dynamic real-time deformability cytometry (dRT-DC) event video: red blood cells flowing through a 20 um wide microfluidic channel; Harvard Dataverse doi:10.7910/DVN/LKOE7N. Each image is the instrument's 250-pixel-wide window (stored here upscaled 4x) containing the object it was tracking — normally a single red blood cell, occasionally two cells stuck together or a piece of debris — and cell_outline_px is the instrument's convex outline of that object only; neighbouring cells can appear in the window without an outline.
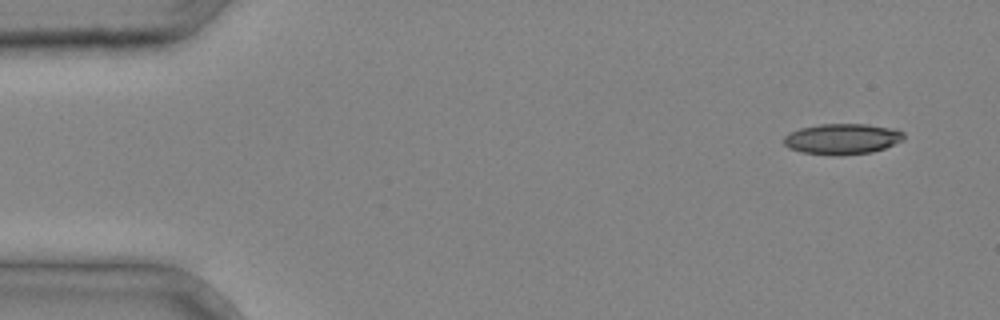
{"species": "common noctule bat (a hibernating species)", "species_latin": "Nyctalus noctula", "temperature_condition": "cold", "stored_images_in_passage": 4, "camera_frame_rate_fps": 3000, "um_per_image_px": 0.085, "animal": {"sex": "male", "body_mass_g": 20.4}, "frame": {"image": 1, "passage_image": 1, "time_ms": 0.0, "image_size_px": [1000, 320], "cell_outline_px": [[904, 140], [884, 148], [872, 152], [840, 156], [832, 156], [800, 152], [788, 148], [784, 144], [784, 136], [788, 132], [800, 128], [820, 124], [868, 124], [896, 128], [904, 132]], "centroid_in_image_um": [71.59, 11.81], "position_along_channel_um": 13.4, "area_um2": 21.91}}
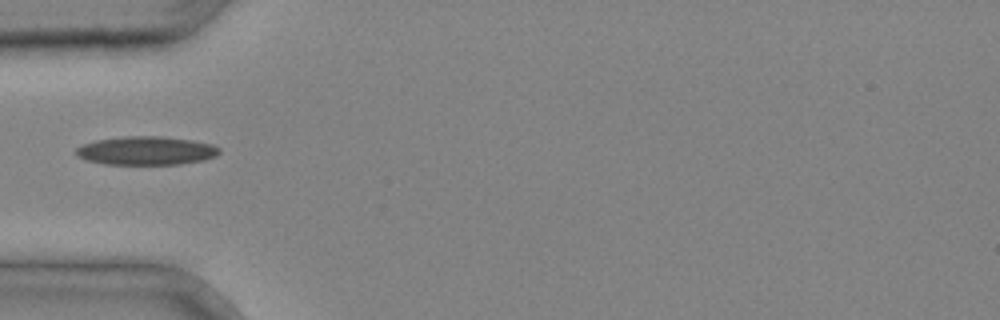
{"frame": {"image": 2, "passage_image": 4, "time_ms": 1.0, "image_size_px": [1000, 320], "cell_outline_px": [[220, 152], [216, 156], [204, 160], [180, 164], [104, 164], [84, 160], [76, 156], [76, 148], [84, 144], [96, 140], [124, 136], [160, 136], [192, 140], [212, 144], [220, 148]], "centroid_in_image_um": [12.42, 12.81], "position_along_channel_um": 72.6, "area_um2": 23.93}}